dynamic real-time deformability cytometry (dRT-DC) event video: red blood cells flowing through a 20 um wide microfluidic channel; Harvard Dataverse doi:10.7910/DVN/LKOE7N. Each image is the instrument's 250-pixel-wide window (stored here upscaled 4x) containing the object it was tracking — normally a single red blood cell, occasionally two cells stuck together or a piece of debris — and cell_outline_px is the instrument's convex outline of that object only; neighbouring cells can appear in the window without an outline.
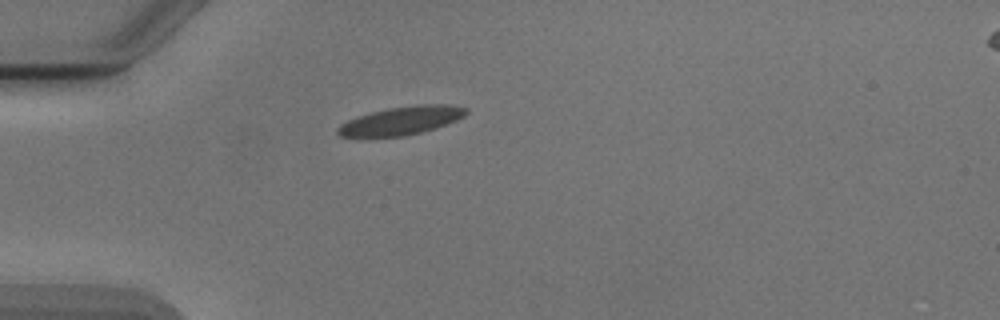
{"species": "Egyptian fruit bat (a non-hibernating species)", "species_latin": "Rousettus aegyptiacus", "temperature_condition": "cold", "stored_images_in_passage": 39, "camera_frame_rate_fps": 3000, "um_per_image_px": 0.085, "animal": {"sex": "male"}, "frame": {"image": 1, "passage_image": 1, "time_ms": 0.0, "image_size_px": [1000, 320], "cell_outline_px": [[468, 112], [464, 116], [448, 124], [436, 128], [404, 136], [356, 140], [340, 136], [336, 132], [336, 128], [340, 124], [356, 116], [388, 108], [420, 104], [448, 104], [468, 108]], "centroid_in_image_um": [34.01, 10.3], "position_along_channel_um": 51.0, "area_um2": 22.02}}
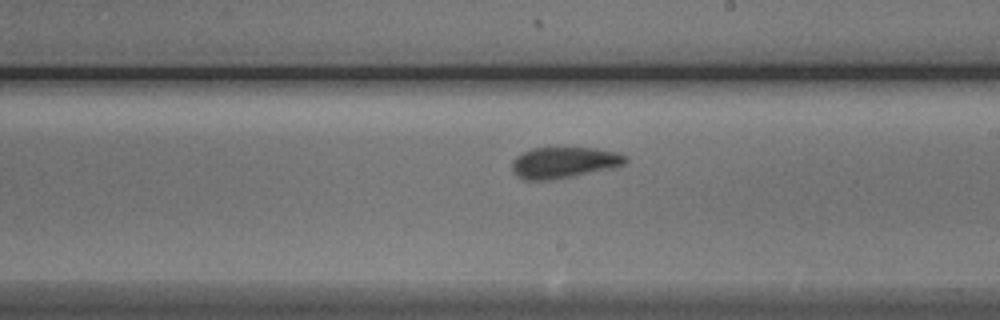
{"frame": {"image": 2, "passage_image": 17, "time_ms": 5.333, "image_size_px": [1000, 320], "cell_outline_px": [[628, 160], [624, 164], [612, 168], [552, 180], [524, 180], [516, 176], [512, 172], [512, 160], [516, 156], [532, 148], [596, 148], [616, 152], [628, 156]], "centroid_in_image_um": [47.92, 13.82], "position_along_channel_um": 241.1, "area_um2": 20.63}}
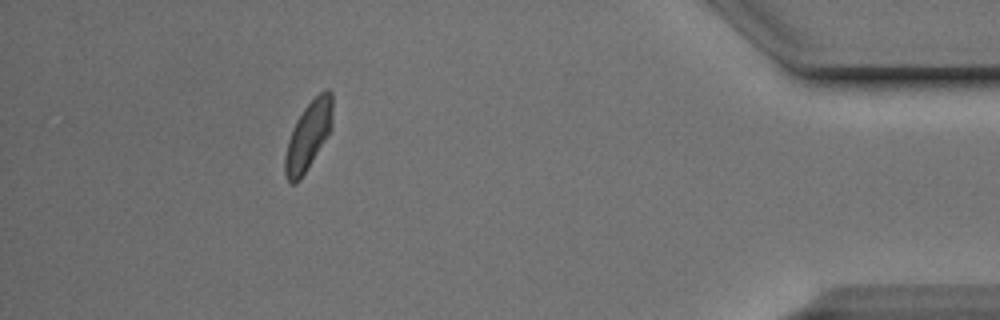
{"frame": {"image": 3, "passage_image": 34, "time_ms": 11.0, "image_size_px": [1000, 320], "cell_outline_px": [[332, 128], [300, 180], [296, 184], [292, 184], [288, 180], [284, 172], [284, 156], [288, 140], [292, 128], [296, 120], [304, 108], [320, 92], [328, 88], [332, 92]], "centroid_in_image_um": [26.19, 11.53], "position_along_channel_um": 409.0, "area_um2": 18.84}, "authors_computed_cell_mechanics": {"area_um2": 20.1722, "velocity_mm_per_s": 3.8583, "shape_relaxation_time_tau1_ms": 4.5779, "shape_relaxation_time_tau2_ms": 1.3489, "deformation_change_tau1": 0.1074, "deformation_change_tau2": 0.0498}}